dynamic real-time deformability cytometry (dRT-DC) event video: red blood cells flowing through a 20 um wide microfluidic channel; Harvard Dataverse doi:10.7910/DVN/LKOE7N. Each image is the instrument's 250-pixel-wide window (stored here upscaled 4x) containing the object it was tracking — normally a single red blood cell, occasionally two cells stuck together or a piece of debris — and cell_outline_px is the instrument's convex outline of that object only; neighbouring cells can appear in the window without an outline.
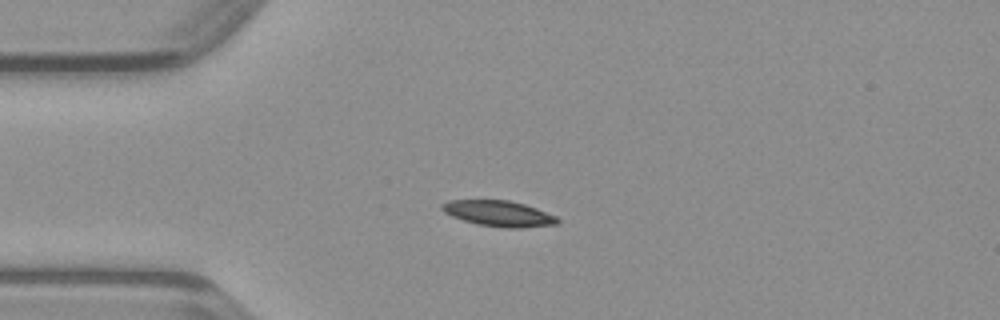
{"species": "common noctule bat (a hibernating species)", "species_latin": "Nyctalus noctula", "temperature_condition": "warm", "stored_images_in_passage": 37, "camera_frame_rate_fps": 3000, "um_per_image_px": 0.085, "animal": {"sex": "male", "body_mass_g": 23.1, "forearm_length_mm": 52.7}, "frame": {"image": 1, "passage_image": 1, "time_ms": 0.0, "image_size_px": [1000, 320], "cell_outline_px": [[560, 220], [556, 224], [520, 228], [500, 228], [476, 224], [452, 216], [444, 212], [440, 208], [440, 204], [448, 200], [508, 200], [524, 204], [536, 208], [556, 216]], "centroid_in_image_um": [42.36, 18.15], "position_along_channel_um": 42.6, "area_um2": 17.4}}
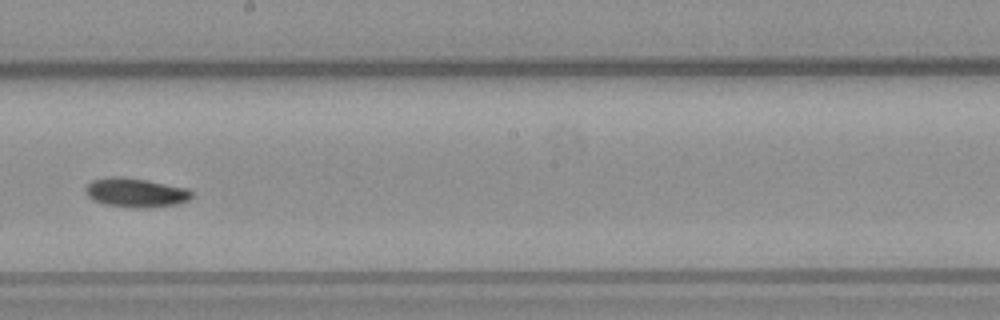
{"frame": {"image": 2, "passage_image": 16, "time_ms": 5.0, "image_size_px": [1000, 320], "cell_outline_px": [[192, 196], [188, 200], [176, 204], [148, 208], [128, 208], [104, 204], [92, 200], [84, 192], [84, 188], [92, 180], [108, 176], [124, 176], [148, 180], [188, 188], [192, 192]], "centroid_in_image_um": [11.5, 16.37], "position_along_channel_um": 236.7, "area_um2": 18.44}}
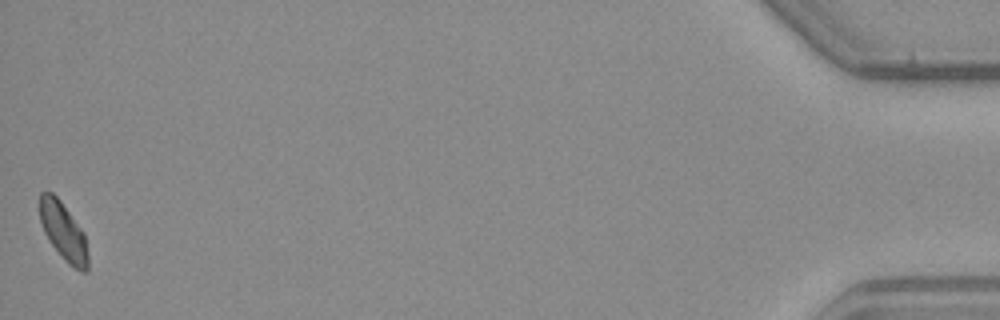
{"frame": {"image": 3, "passage_image": 37, "time_ms": 12.0, "image_size_px": [1000, 320], "cell_outline_px": [[88, 272], [80, 272], [68, 264], [48, 240], [44, 232], [40, 220], [40, 192], [52, 192], [60, 200], [84, 232], [88, 256]], "centroid_in_image_um": [5.4, 19.7], "position_along_channel_um": 429.8, "area_um2": 16.24}}